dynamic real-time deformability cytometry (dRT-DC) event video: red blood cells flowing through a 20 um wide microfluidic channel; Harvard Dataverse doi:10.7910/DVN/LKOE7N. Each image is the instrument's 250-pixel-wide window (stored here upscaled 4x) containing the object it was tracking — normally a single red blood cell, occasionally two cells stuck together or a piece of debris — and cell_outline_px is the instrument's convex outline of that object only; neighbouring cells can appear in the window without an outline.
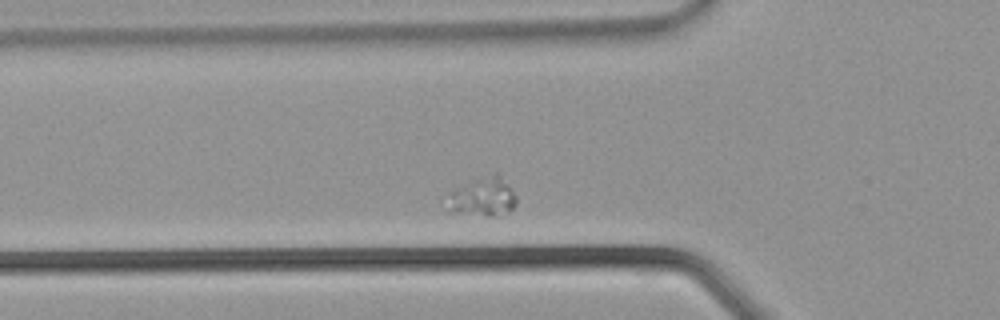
{"species": "common noctule bat (a hibernating species)", "species_latin": "Nyctalus noctula", "temperature_condition": "warm", "stored_images_in_passage": 13, "camera_frame_rate_fps": 3000, "um_per_image_px": 0.085, "animal": {"sex": "male", "body_mass_g": 21.5, "forearm_length_mm": 52.0}, "frame": {"image": 1, "passage_image": 2, "time_ms": 0.333, "image_size_px": [1000, 320], "cell_outline_px": [[516, 204], [508, 212], [500, 216], [484, 216], [448, 212], [448, 208], [452, 192], [456, 188], [492, 172], [496, 172], [500, 176], [516, 196]], "centroid_in_image_um": [41.07, 16.76], "position_along_channel_um": 84.7, "area_um2": 15.43}}
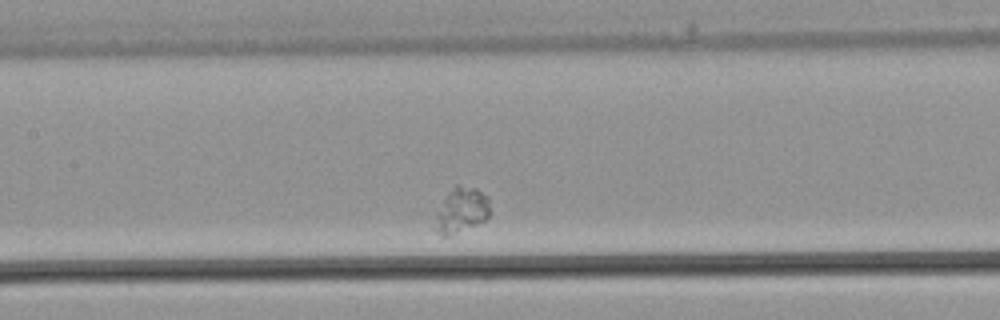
{"frame": {"image": 2, "passage_image": 7, "time_ms": 2.0, "image_size_px": [1000, 320], "cell_outline_px": [[492, 212], [488, 220], [448, 236], [440, 236], [436, 228], [436, 216], [448, 192], [456, 184], [476, 188], [488, 196]], "centroid_in_image_um": [39.3, 17.86], "position_along_channel_um": 168.1, "area_um2": 14.51}}
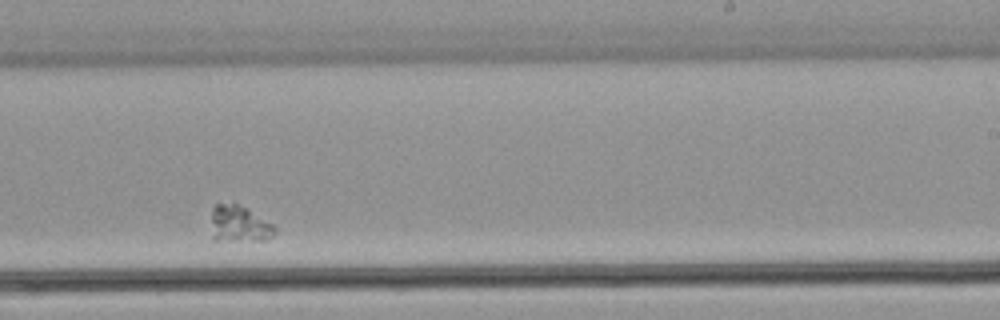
{"frame": {"image": 3, "passage_image": 13, "time_ms": 4.0, "image_size_px": [1000, 320], "cell_outline_px": [[276, 232], [272, 236], [264, 240], [212, 240], [212, 208], [216, 204], [232, 200], [248, 208], [272, 224], [276, 228]], "centroid_in_image_um": [20.31, 18.99], "position_along_channel_um": 268.7, "area_um2": 13.81}}